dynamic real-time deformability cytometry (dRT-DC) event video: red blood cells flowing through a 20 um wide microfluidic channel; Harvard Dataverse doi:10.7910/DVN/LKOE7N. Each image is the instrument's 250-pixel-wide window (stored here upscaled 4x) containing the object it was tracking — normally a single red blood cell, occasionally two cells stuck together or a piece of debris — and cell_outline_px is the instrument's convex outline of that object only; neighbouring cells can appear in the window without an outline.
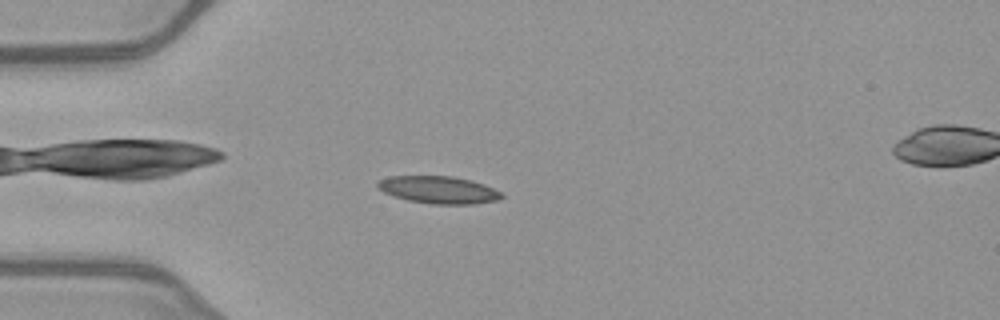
{"species": "common noctule bat (a hibernating species)", "species_latin": "Nyctalus noctula", "temperature_condition": "warm", "stored_images_in_passage": 44, "camera_frame_rate_fps": 3000, "um_per_image_px": 0.085, "animal": {"sex": "female", "body_mass_g": 21.9}, "frame": {"image": 1, "passage_image": 14, "time_ms": 4.333, "image_size_px": [1000, 320], "cell_outline_px": [[504, 196], [500, 200], [472, 204], [432, 204], [408, 200], [384, 192], [376, 188], [376, 180], [388, 176], [452, 176], [472, 180], [484, 184], [504, 192]], "centroid_in_image_um": [37.3, 16.13], "position_along_channel_um": 47.7, "area_um2": 20.06}}
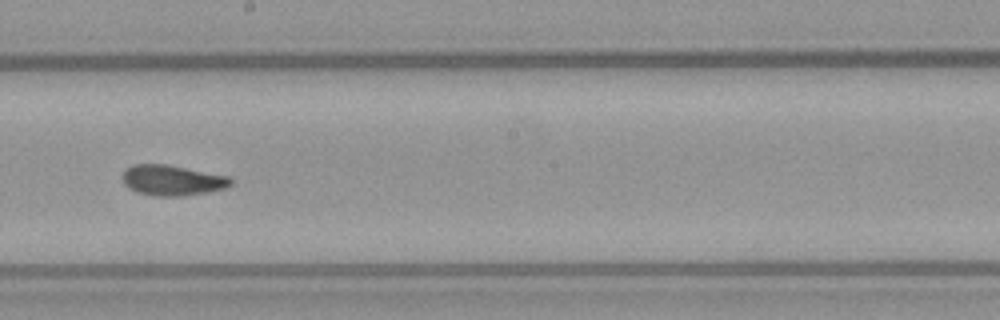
{"frame": {"image": 2, "passage_image": 29, "time_ms": 9.333, "image_size_px": [1000, 320], "cell_outline_px": [[232, 184], [224, 188], [208, 192], [184, 196], [152, 196], [136, 192], [128, 188], [124, 184], [124, 172], [128, 168], [136, 164], [164, 164], [228, 176], [232, 180]], "centroid_in_image_um": [14.64, 15.34], "position_along_channel_um": 233.6, "area_um2": 19.02}}
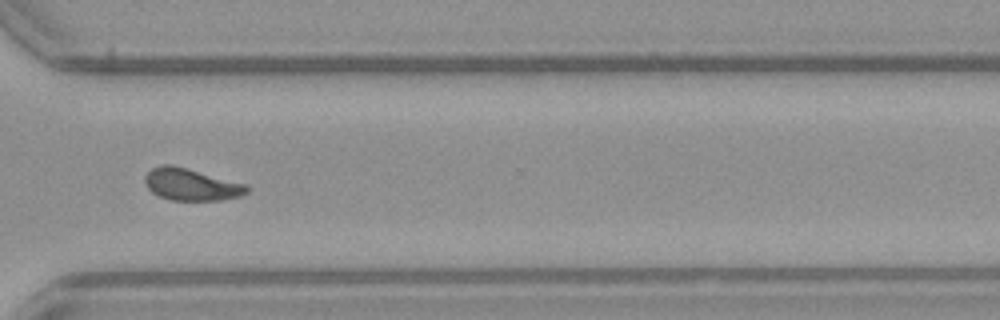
{"frame": {"image": 3, "passage_image": 38, "time_ms": 12.333, "image_size_px": [1000, 320], "cell_outline_px": [[248, 192], [240, 196], [220, 200], [172, 200], [160, 196], [152, 192], [148, 188], [144, 180], [144, 176], [152, 168], [160, 164], [172, 164], [248, 184]], "centroid_in_image_um": [16.26, 15.67], "position_along_channel_um": 354.3, "area_um2": 19.07}, "authors_computed_cell_mechanics": {"area_um2": 18.9584, "velocity_mm_per_s": 4.0354, "shape_relaxation_time_tau1_ms": null, "shape_relaxation_time_tau2_ms": 2.0269, "deformation_change_tau1": null, "deformation_change_tau2": 0.0714}}